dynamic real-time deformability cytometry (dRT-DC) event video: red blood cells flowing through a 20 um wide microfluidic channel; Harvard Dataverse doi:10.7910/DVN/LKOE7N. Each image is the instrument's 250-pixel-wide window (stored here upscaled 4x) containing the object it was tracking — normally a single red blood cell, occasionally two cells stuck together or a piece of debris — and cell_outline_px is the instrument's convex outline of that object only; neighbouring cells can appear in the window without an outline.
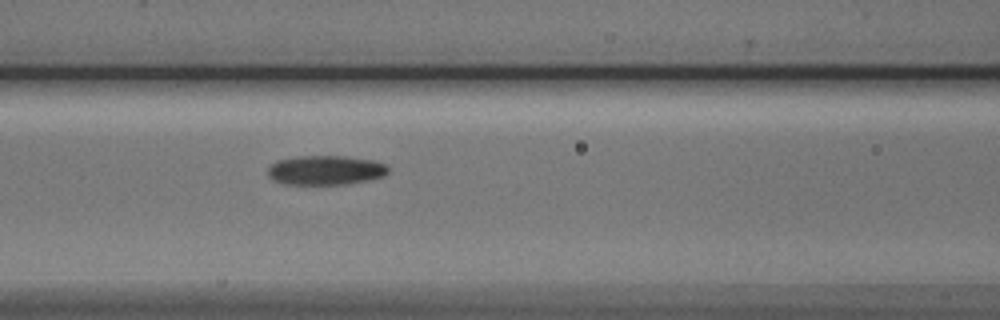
{"species": "Egyptian fruit bat (a non-hibernating species)", "species_latin": "Rousettus aegyptiacus", "temperature_condition": "cold", "stored_images_in_passage": 8, "segment_of_instrument_passage": [1, 2], "camera_frame_rate_fps": 3000, "um_per_image_px": 0.085, "animal": {"sex": "male"}, "frame": {"image": 1, "passage_image": 7, "time_ms": 8.0, "image_size_px": [1000, 320], "cell_outline_px": [[388, 172], [384, 176], [368, 180], [344, 184], [284, 184], [272, 180], [268, 176], [268, 168], [276, 160], [296, 156], [344, 156], [372, 160], [384, 164], [388, 168]], "centroid_in_image_um": [27.63, 14.46], "position_along_channel_um": 139.0, "area_um2": 20.63}}